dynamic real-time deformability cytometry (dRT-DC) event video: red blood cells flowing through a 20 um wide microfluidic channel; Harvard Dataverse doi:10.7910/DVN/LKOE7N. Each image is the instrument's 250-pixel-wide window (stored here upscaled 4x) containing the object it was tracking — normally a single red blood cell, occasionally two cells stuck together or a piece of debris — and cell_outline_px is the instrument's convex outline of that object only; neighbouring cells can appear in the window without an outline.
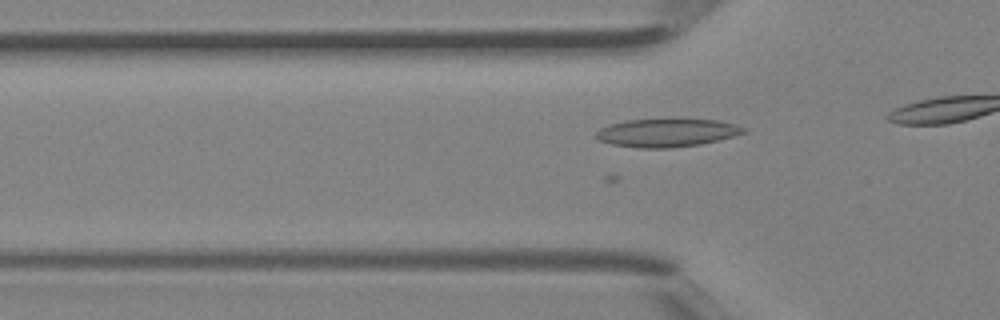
{"species": "Egyptian fruit bat (a non-hibernating species)", "species_latin": "Rousettus aegyptiacus", "temperature_condition": "room temperature", "stored_images_in_passage": 8, "camera_frame_rate_fps": 3000, "um_per_image_px": 0.085, "animal": {"sex": "female"}, "frame": {"image": 1, "passage_image": 4, "time_ms": 1.0, "image_size_px": [1000, 320], "cell_outline_px": [[748, 132], [700, 144], [672, 148], [636, 148], [612, 144], [600, 140], [596, 136], [596, 132], [600, 128], [608, 124], [628, 120], [716, 120], [736, 124], [748, 128]], "centroid_in_image_um": [56.69, 11.29], "position_along_channel_um": 69.1, "area_um2": 23.99}}
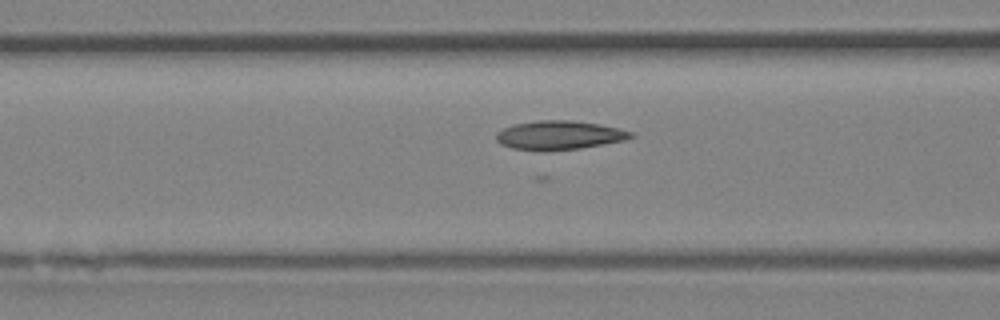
{"frame": {"image": 2, "passage_image": 7, "time_ms": 2.0, "image_size_px": [1000, 320], "cell_outline_px": [[636, 136], [624, 140], [604, 144], [580, 148], [540, 152], [512, 148], [500, 144], [496, 140], [496, 132], [512, 124], [536, 120], [572, 120], [600, 124], [632, 132]], "centroid_in_image_um": [47.49, 11.5], "position_along_channel_um": 119.1, "area_um2": 22.95}}